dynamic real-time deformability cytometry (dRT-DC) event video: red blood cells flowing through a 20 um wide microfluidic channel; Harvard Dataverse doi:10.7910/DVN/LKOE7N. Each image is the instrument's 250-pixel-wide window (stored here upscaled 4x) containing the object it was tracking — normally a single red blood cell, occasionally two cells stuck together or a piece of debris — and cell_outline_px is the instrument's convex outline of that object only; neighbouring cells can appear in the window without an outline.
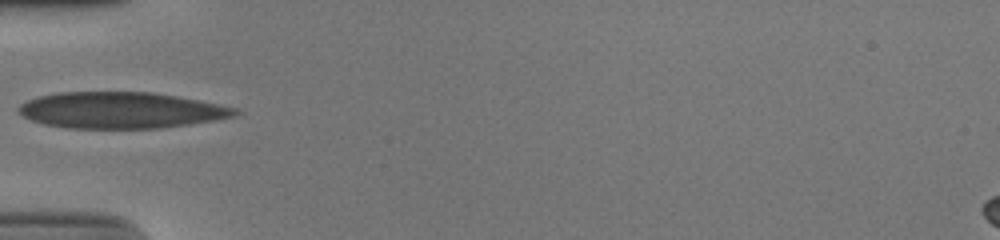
{"species": "human", "species_latin": "Homo sapiens", "temperature_condition": "cold", "stored_images_in_passage": 13, "camera_frame_rate_fps": 3000, "um_per_image_px": 0.085, "donor": {"sex": "male"}, "frame": {"image": 1, "passage_image": 1, "time_ms": 0.0, "image_size_px": [1000, 240], "cell_outline_px": [[240, 112], [236, 116], [216, 120], [160, 128], [68, 128], [44, 124], [32, 120], [16, 112], [16, 108], [20, 104], [28, 100], [40, 96], [60, 92], [152, 92], [176, 96], [236, 108]], "centroid_in_image_um": [10.25, 9.37], "position_along_channel_um": 74.8, "area_um2": 45.55}}